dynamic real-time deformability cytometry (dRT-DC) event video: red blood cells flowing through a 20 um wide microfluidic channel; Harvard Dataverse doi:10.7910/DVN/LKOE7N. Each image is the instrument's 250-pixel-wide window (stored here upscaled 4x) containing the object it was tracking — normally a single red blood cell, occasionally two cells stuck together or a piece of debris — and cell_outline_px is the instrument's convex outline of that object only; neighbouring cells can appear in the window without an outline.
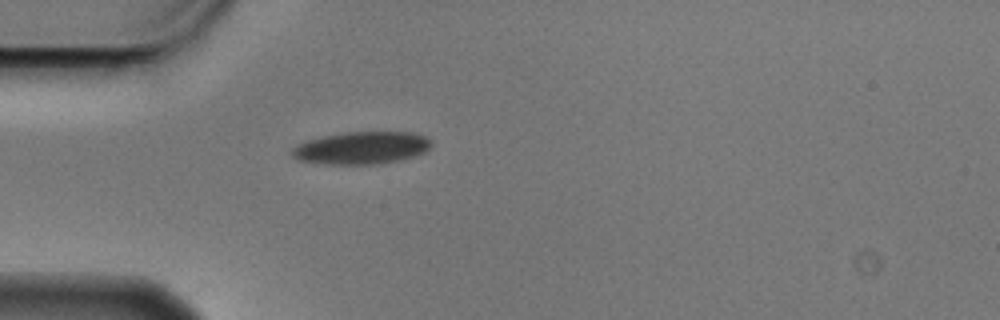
{"species": "Egyptian fruit bat (a non-hibernating species)", "species_latin": "Rousettus aegyptiacus", "temperature_condition": "cold", "stored_images_in_passage": 1, "camera_frame_rate_fps": 3000, "um_per_image_px": 0.085, "animal": {"sex": "male"}, "frame": {"image": 1, "passage_image": 1, "time_ms": 0.0, "image_size_px": [1000, 320], "cell_outline_px": [[432, 144], [424, 152], [416, 156], [400, 160], [380, 164], [324, 164], [300, 160], [292, 156], [292, 148], [296, 144], [308, 140], [324, 136], [348, 132], [412, 132], [428, 136], [432, 140]], "centroid_in_image_um": [30.78, 12.57], "position_along_channel_um": 54.2, "area_um2": 26.47}}